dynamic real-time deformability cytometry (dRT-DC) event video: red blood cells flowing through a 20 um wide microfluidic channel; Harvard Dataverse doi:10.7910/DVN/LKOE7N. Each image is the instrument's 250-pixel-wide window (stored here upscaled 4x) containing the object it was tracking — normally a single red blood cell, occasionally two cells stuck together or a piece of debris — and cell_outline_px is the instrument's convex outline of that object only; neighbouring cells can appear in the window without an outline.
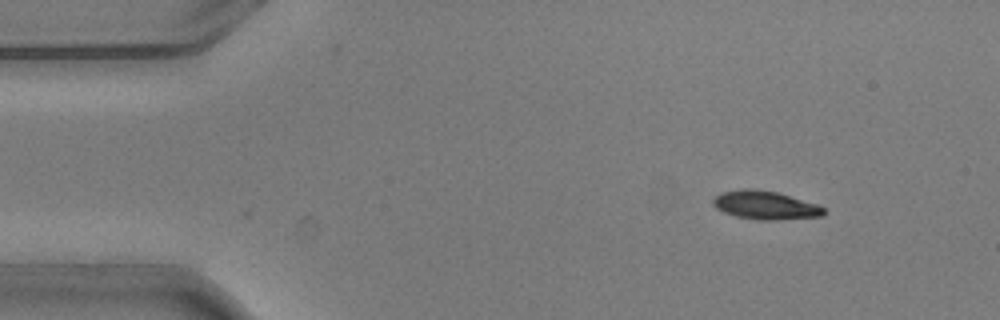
{"species": "common noctule bat (a hibernating species)", "species_latin": "Nyctalus noctula", "temperature_condition": "warm", "stored_images_in_passage": 3, "segment_of_instrument_passage": [1, 2], "camera_frame_rate_fps": 3000, "um_per_image_px": 0.085, "animal": {"sex": "male", "body_mass_g": 20.5, "forearm_length_mm": 52.5}, "frame": {"image": 1, "passage_image": 1, "time_ms": 0.0, "image_size_px": [1000, 320], "cell_outline_px": [[828, 212], [824, 216], [776, 220], [760, 220], [736, 216], [724, 212], [716, 208], [712, 204], [712, 200], [720, 192], [744, 188], [752, 188], [776, 192], [820, 204]], "centroid_in_image_um": [65.09, 17.44], "position_along_channel_um": 19.9, "area_um2": 18.61}}